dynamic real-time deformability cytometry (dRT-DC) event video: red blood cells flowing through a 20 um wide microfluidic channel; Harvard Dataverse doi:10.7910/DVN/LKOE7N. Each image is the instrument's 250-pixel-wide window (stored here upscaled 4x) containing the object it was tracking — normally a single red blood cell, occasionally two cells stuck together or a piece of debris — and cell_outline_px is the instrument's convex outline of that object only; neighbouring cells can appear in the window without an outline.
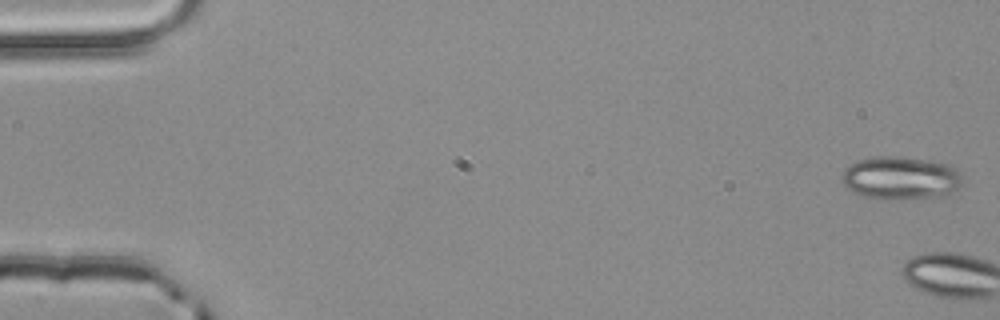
{"species": "common noctule bat (a hibernating species)", "species_latin": "Nyctalus noctula", "temperature_condition": "room temperature", "stored_images_in_passage": 5, "camera_frame_rate_fps": 3000, "um_per_image_px": 0.085, "animal": {"sex": "male", "body_mass_g": 20.4}, "frame": {"image": 1, "passage_image": 1, "time_ms": 0.0, "image_size_px": [1000, 320], "cell_outline_px": [[960, 184], [952, 192], [944, 196], [888, 200], [868, 196], [852, 192], [840, 180], [840, 176], [844, 168], [860, 160], [880, 156], [900, 156], [948, 164], [956, 168], [960, 172]], "centroid_in_image_um": [76.53, 15.13], "position_along_channel_um": 8.5, "area_um2": 30.06}}